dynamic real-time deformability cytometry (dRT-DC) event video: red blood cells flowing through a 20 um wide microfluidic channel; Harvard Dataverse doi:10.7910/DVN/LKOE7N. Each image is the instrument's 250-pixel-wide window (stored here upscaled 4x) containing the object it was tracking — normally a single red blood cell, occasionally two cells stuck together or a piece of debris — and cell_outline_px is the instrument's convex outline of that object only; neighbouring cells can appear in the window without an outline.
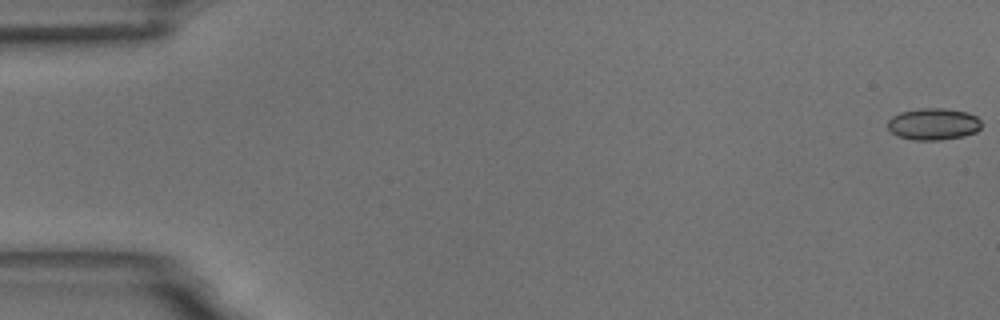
{"species": "common noctule bat (a hibernating species)", "species_latin": "Nyctalus noctula", "temperature_condition": "room temperature", "stored_images_in_passage": 56, "camera_frame_rate_fps": 3000, "um_per_image_px": 0.085, "animal": {"sex": "male", "body_mass_g": 18.8}, "frame": {"image": 1, "passage_image": 1, "time_ms": 0.0, "image_size_px": [1000, 320], "cell_outline_px": [[980, 128], [976, 132], [964, 136], [940, 140], [912, 140], [900, 136], [892, 132], [888, 128], [888, 120], [892, 116], [900, 112], [920, 108], [944, 108], [968, 112], [976, 116], [980, 120]], "centroid_in_image_um": [79.34, 10.54], "position_along_channel_um": 5.7, "area_um2": 17.4}}
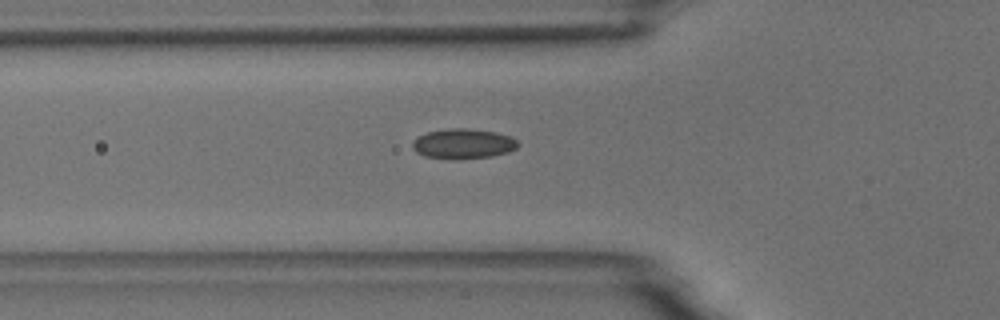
{"frame": {"image": 2, "passage_image": 20, "time_ms": 6.333, "image_size_px": [1000, 320], "cell_outline_px": [[520, 144], [516, 148], [508, 152], [492, 156], [424, 156], [416, 152], [412, 148], [412, 144], [420, 136], [428, 132], [448, 128], [468, 128], [496, 132], [508, 136], [516, 140]], "centroid_in_image_um": [39.41, 12.16], "position_along_channel_um": 86.4, "area_um2": 17.46}}
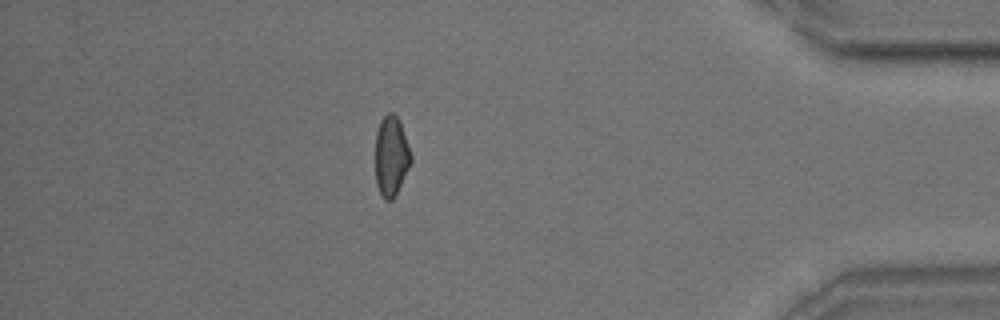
{"frame": {"image": 3, "passage_image": 49, "time_ms": 16.0, "image_size_px": [1000, 320], "cell_outline_px": [[412, 160], [392, 200], [384, 200], [380, 196], [376, 184], [376, 132], [380, 120], [388, 112], [392, 112], [400, 120], [412, 156]], "centroid_in_image_um": [33.24, 13.24], "position_along_channel_um": 402.0, "area_um2": 16.53}, "authors_computed_cell_mechanics": {"area_um2": 17.2822, "velocity_mm_per_s": 3.6773, "shape_relaxation_time_tau1_ms": 7.2075, "shape_relaxation_time_tau2_ms": 2.5167, "deformation_change_tau1": 0.122, "deformation_change_tau2": 0.073}}